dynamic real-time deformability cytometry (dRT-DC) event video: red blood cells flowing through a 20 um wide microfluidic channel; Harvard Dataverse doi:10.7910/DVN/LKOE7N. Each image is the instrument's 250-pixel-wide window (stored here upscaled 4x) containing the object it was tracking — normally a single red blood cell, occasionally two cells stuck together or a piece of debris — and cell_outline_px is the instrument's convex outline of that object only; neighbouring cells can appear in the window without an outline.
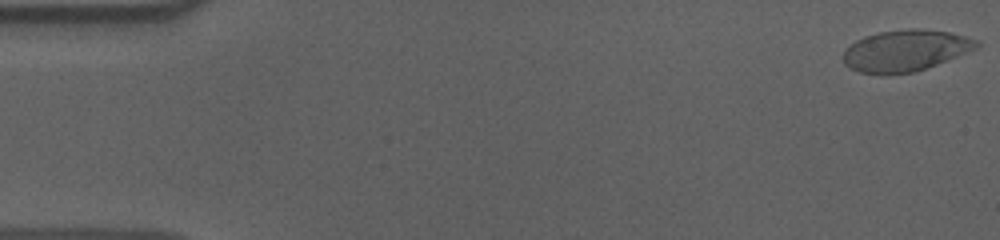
{"species": "human", "species_latin": "Homo sapiens", "temperature_condition": "cold", "stored_images_in_passage": 56, "camera_frame_rate_fps": 3000, "um_per_image_px": 0.085, "donor": {"sex": "male"}, "frame": {"image": 1, "passage_image": 1, "time_ms": 0.0, "image_size_px": [1000, 240], "cell_outline_px": [[980, 44], [976, 48], [968, 52], [936, 64], [912, 72], [860, 72], [844, 64], [844, 52], [856, 40], [864, 36], [880, 32], [912, 28], [920, 28], [948, 32], [980, 40]], "centroid_in_image_um": [77.0, 4.26], "position_along_channel_um": 8.0, "area_um2": 31.27}}
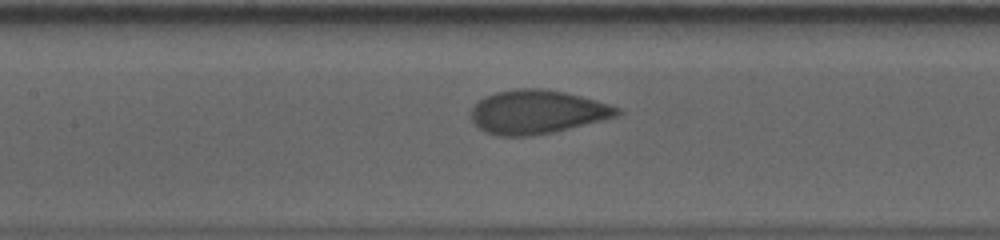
{"frame": {"image": 2, "passage_image": 26, "time_ms": 8.333, "image_size_px": [1000, 240], "cell_outline_px": [[624, 112], [620, 116], [552, 132], [528, 136], [500, 136], [484, 132], [472, 120], [472, 108], [484, 96], [496, 92], [516, 88], [540, 88], [564, 92], [596, 100], [620, 108]], "centroid_in_image_um": [45.68, 9.51], "position_along_channel_um": 161.7, "area_um2": 37.11}}
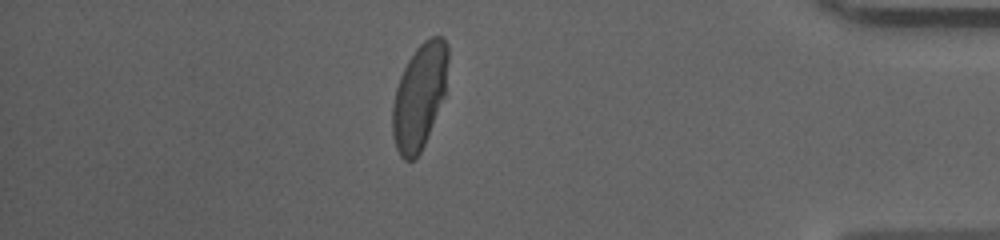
{"frame": {"image": 3, "passage_image": 49, "time_ms": 16.0, "image_size_px": [1000, 240], "cell_outline_px": [[448, 60], [444, 96], [424, 144], [420, 152], [412, 160], [404, 160], [400, 156], [396, 148], [392, 136], [392, 104], [396, 88], [400, 76], [408, 60], [416, 48], [424, 40], [432, 36], [440, 36], [448, 44]], "centroid_in_image_um": [35.63, 8.18], "position_along_channel_um": 399.6, "area_um2": 33.87}, "authors_computed_cell_mechanics": {"area_um2": 35.836, "velocity_mm_per_s": 3.6015, "shape_relaxation_time_tau1_ms": 3.8348, "shape_relaxation_time_tau2_ms": null, "deformation_change_tau1": 0.1648, "deformation_change_tau2": null}}